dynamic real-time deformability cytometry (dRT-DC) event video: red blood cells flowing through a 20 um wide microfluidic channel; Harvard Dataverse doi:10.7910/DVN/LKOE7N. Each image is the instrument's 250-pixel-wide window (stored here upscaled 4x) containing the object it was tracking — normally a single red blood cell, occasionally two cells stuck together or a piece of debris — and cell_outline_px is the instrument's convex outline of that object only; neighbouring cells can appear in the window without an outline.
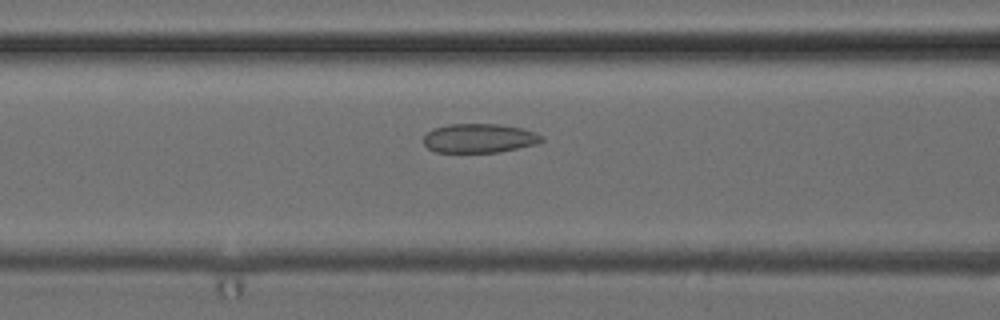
{"species": "common noctule bat (a hibernating species)", "species_latin": "Nyctalus noctula", "temperature_condition": "cold", "stored_images_in_passage": 42, "camera_frame_rate_fps": 3000, "um_per_image_px": 0.085, "animal": {"sex": "female", "body_mass_g": 24.6, "forearm_length_mm": 56.2}, "frame": {"image": 1, "passage_image": 11, "time_ms": 3.333, "image_size_px": [1000, 320], "cell_outline_px": [[544, 140], [540, 144], [500, 152], [436, 152], [428, 148], [424, 144], [424, 136], [432, 128], [448, 124], [500, 124], [520, 128], [536, 132], [544, 136]], "centroid_in_image_um": [40.78, 11.75], "position_along_channel_um": 125.8, "area_um2": 20.29}}
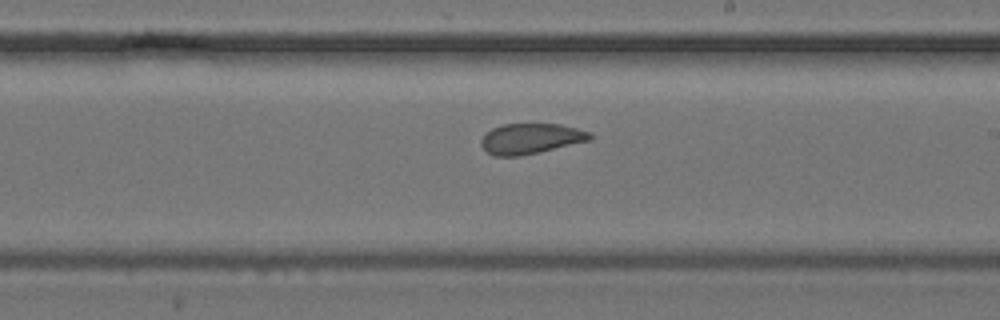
{"frame": {"image": 2, "passage_image": 20, "time_ms": 6.333, "image_size_px": [1000, 320], "cell_outline_px": [[592, 140], [540, 152], [520, 156], [492, 156], [480, 144], [480, 140], [484, 132], [500, 124], [560, 124], [592, 132]], "centroid_in_image_um": [45.1, 11.78], "position_along_channel_um": 243.9, "area_um2": 19.59}}
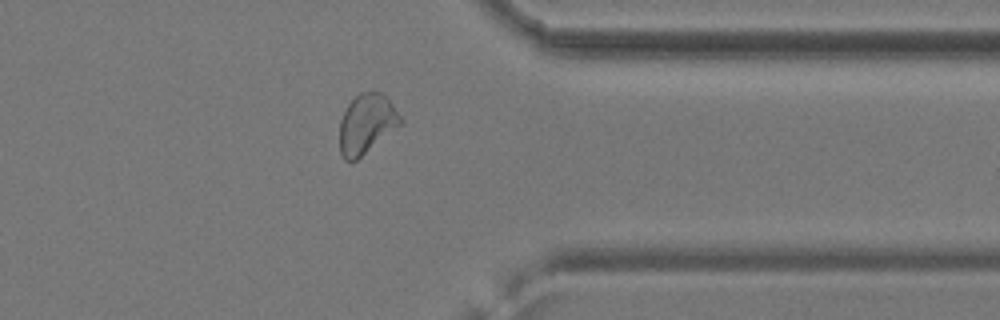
{"frame": {"image": 3, "passage_image": 31, "time_ms": 10.0, "image_size_px": [1000, 320], "cell_outline_px": [[404, 120], [400, 124], [356, 160], [344, 160], [340, 152], [340, 120], [348, 104], [360, 92], [380, 92], [392, 104]], "centroid_in_image_um": [31.14, 10.52], "position_along_channel_um": 380.3, "area_um2": 20.58}, "authors_computed_cell_mechanics": {"area_um2": 20.7213, "velocity_mm_per_s": 3.9322, "shape_relaxation_time_tau1_ms": null, "shape_relaxation_time_tau2_ms": 1.4354, "deformation_change_tau1": null, "deformation_change_tau2": 0.064}}